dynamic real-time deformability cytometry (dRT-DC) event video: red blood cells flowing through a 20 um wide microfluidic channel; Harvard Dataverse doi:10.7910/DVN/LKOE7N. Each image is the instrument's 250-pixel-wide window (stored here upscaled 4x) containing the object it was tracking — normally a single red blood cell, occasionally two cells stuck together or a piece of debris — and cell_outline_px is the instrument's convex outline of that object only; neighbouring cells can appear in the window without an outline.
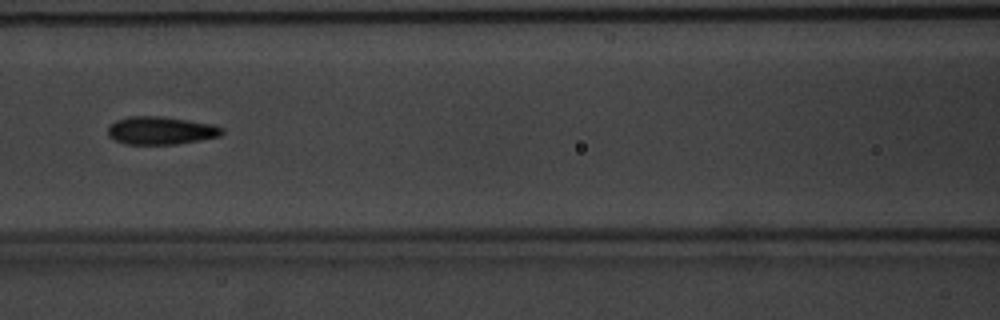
{"species": "common noctule bat (a hibernating species)", "species_latin": "Nyctalus noctula", "temperature_condition": "warm", "stored_images_in_passage": 36, "camera_frame_rate_fps": 3000, "um_per_image_px": 0.085, "animal": {"sex": "male", "body_mass_g": 20.1, "forearm_length_mm": 53.5}, "frame": {"image": 1, "passage_image": 11, "time_ms": 3.333, "image_size_px": [1000, 320], "cell_outline_px": [[224, 132], [220, 136], [200, 140], [176, 144], [124, 144], [108, 136], [108, 128], [116, 120], [128, 116], [164, 116], [212, 124], [224, 128]], "centroid_in_image_um": [13.68, 11.09], "position_along_channel_um": 152.9, "area_um2": 18.61}}
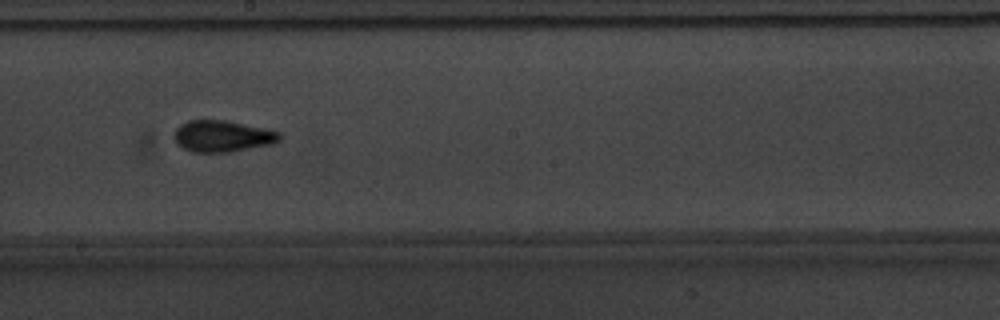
{"frame": {"image": 2, "passage_image": 17, "time_ms": 5.333, "image_size_px": [1000, 320], "cell_outline_px": [[284, 136], [280, 140], [272, 144], [232, 152], [192, 152], [176, 144], [172, 136], [176, 128], [180, 124], [188, 120], [224, 120], [264, 128], [280, 132]], "centroid_in_image_um": [18.9, 11.58], "position_along_channel_um": 229.3, "area_um2": 19.59}}
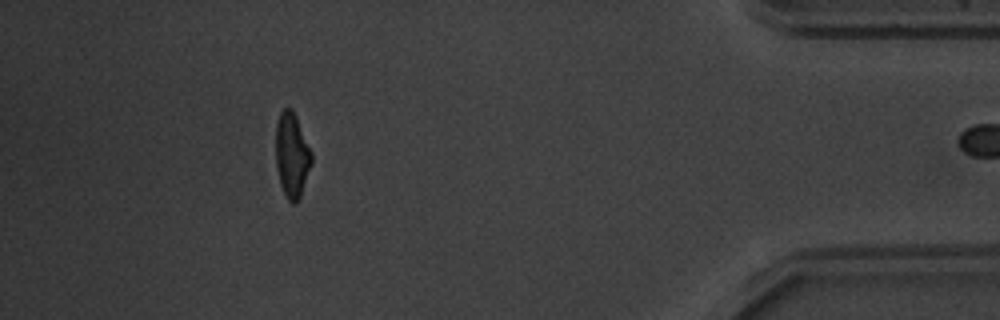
{"frame": {"image": 3, "passage_image": 35, "time_ms": 11.333, "image_size_px": [1000, 320], "cell_outline_px": [[312, 164], [300, 196], [296, 204], [292, 204], [288, 200], [280, 184], [276, 164], [276, 124], [280, 112], [284, 108], [292, 108], [296, 116], [312, 152]], "centroid_in_image_um": [24.81, 13.18], "position_along_channel_um": 410.4, "area_um2": 17.69}}